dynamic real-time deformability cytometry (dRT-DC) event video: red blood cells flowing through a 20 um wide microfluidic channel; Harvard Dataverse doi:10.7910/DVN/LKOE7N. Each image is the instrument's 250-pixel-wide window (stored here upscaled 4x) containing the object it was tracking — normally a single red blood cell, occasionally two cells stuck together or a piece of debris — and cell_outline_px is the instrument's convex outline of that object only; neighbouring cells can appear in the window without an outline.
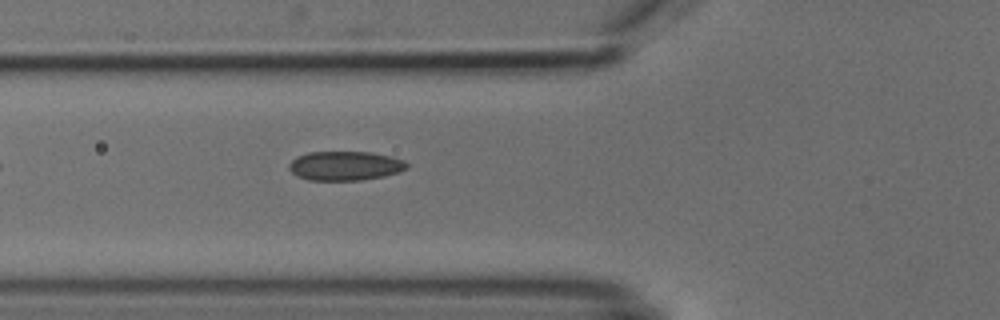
{"species": "common noctule bat (a hibernating species)", "species_latin": "Nyctalus noctula", "temperature_condition": "cold", "stored_images_in_passage": 4, "camera_frame_rate_fps": 3000, "um_per_image_px": 0.085, "animal": {"sex": "male", "body_mass_g": 18.8}, "frame": {"image": 1, "passage_image": 4, "time_ms": 3.667, "image_size_px": [1000, 320], "cell_outline_px": [[408, 168], [400, 172], [384, 176], [360, 180], [308, 180], [296, 176], [288, 168], [288, 164], [296, 156], [308, 152], [372, 152], [392, 156], [404, 160], [408, 164]], "centroid_in_image_um": [29.34, 14.09], "position_along_channel_um": 96.5, "area_um2": 20.29}}